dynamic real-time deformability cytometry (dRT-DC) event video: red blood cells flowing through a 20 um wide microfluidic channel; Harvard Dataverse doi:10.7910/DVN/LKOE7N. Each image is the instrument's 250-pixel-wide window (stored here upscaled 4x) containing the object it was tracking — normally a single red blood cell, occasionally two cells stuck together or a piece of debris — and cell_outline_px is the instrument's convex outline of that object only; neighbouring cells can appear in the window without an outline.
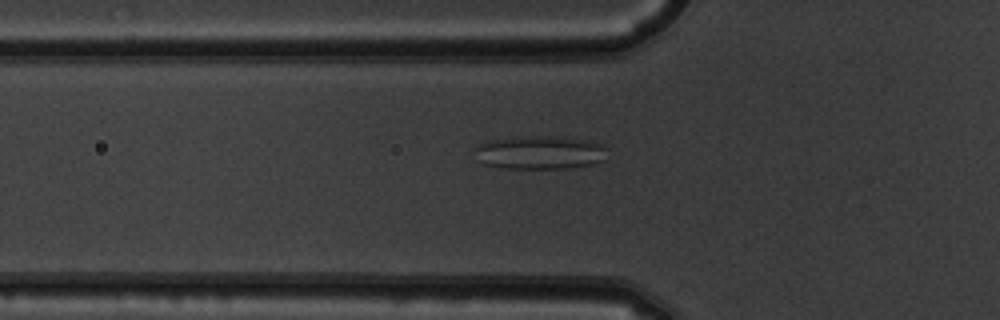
{"species": "common noctule bat (a hibernating species)", "species_latin": "Nyctalus noctula", "temperature_condition": "warm", "stored_images_in_passage": 41, "camera_frame_rate_fps": 3000, "um_per_image_px": 0.085, "animal": {"sex": "male", "body_mass_g": 19.5, "forearm_length_mm": 54.6}, "frame": {"image": 1, "passage_image": 7, "time_ms": 2.0, "image_size_px": [1000, 320], "cell_outline_px": [[608, 148], [604, 160], [592, 164], [568, 168], [504, 168], [484, 164], [480, 160], [476, 148], [480, 144], [488, 140], [524, 136], [556, 136], [592, 140], [604, 144]], "centroid_in_image_um": [45.99, 12.94], "position_along_channel_um": 79.8, "area_um2": 25.89}}
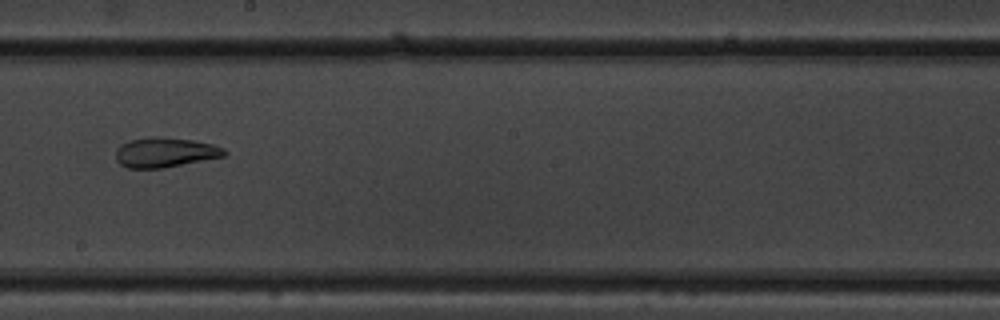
{"frame": {"image": 2, "passage_image": 19, "time_ms": 6.0, "image_size_px": [1000, 320], "cell_outline_px": [[228, 152], [224, 156], [164, 168], [128, 168], [120, 164], [116, 160], [116, 148], [120, 144], [132, 140], [152, 136], [160, 136], [192, 140], [212, 144], [224, 148]], "centroid_in_image_um": [14.02, 12.95], "position_along_channel_um": 234.2, "area_um2": 18.9}}
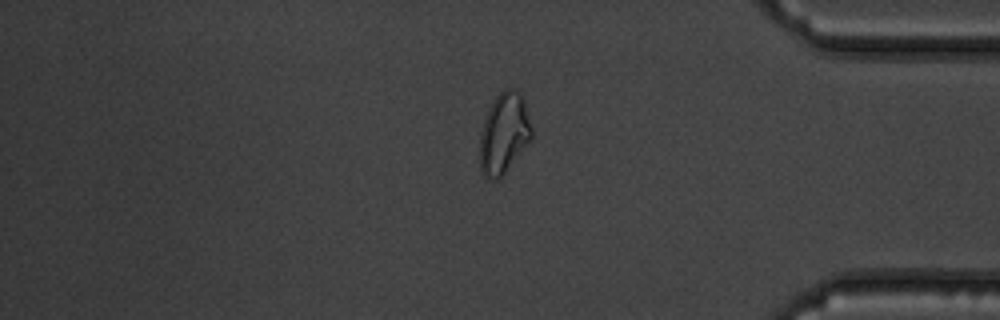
{"frame": {"image": 3, "passage_image": 33, "time_ms": 10.667, "image_size_px": [1000, 320], "cell_outline_px": [[532, 140], [504, 172], [496, 180], [488, 180], [480, 172], [480, 132], [488, 108], [492, 100], [504, 88], [516, 88], [524, 96], [532, 128]], "centroid_in_image_um": [42.85, 11.29], "position_along_channel_um": 392.4, "area_um2": 24.8}, "authors_computed_cell_mechanics": {"area_um2": 21.7906, "velocity_mm_per_s": 3.8461, "shape_relaxation_time_tau1_ms": null, "shape_relaxation_time_tau2_ms": 2.2438, "deformation_change_tau1": null, "deformation_change_tau2": 0.0955}}